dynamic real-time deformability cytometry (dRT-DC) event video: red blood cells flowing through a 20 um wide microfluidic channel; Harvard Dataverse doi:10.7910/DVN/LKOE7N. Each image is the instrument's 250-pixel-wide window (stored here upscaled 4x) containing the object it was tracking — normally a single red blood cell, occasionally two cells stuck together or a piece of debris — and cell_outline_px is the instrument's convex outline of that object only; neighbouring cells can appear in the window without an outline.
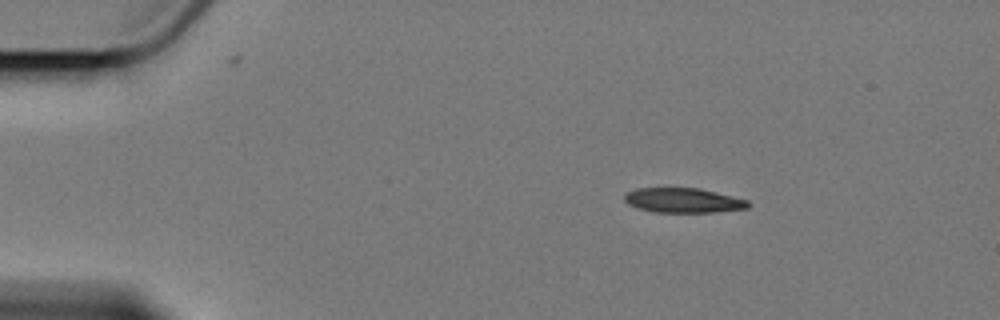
{"species": "Egyptian fruit bat (a non-hibernating species)", "species_latin": "Rousettus aegyptiacus", "temperature_condition": "cold", "stored_images_in_passage": 3, "camera_frame_rate_fps": 3000, "um_per_image_px": 0.085, "animal": {"sex": "female"}, "frame": {"image": 1, "passage_image": 1, "time_ms": 0.0, "image_size_px": [1000, 320], "cell_outline_px": [[752, 204], [748, 208], [716, 212], [652, 212], [636, 208], [628, 204], [624, 200], [624, 192], [636, 188], [700, 188], [748, 200]], "centroid_in_image_um": [58.05, 17.03], "position_along_channel_um": 27.0, "area_um2": 18.03}}